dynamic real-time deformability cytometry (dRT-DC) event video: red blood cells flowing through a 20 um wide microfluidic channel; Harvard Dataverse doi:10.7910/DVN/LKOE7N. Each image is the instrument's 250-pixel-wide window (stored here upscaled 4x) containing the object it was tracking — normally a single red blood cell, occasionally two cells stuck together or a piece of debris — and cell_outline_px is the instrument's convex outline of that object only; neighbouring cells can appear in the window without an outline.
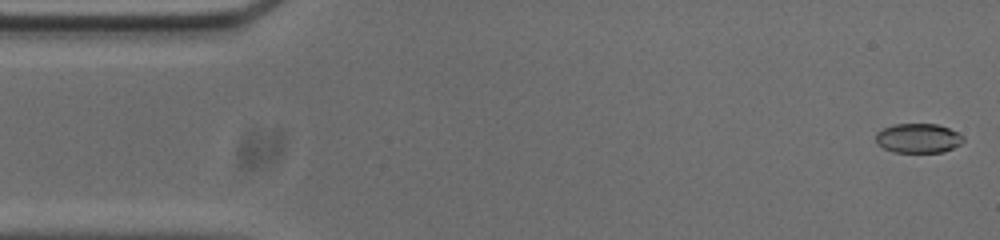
{"species": "common noctule bat (a hibernating species)", "species_latin": "Nyctalus noctula", "temperature_condition": "cold", "stored_images_in_passage": 53, "camera_frame_rate_fps": 3000, "um_per_image_px": 0.085, "animal": {"sex": "male", "body_mass_g": 20.0, "forearm_length_mm": 53.3}, "frame": {"image": 1, "passage_image": 1, "time_ms": 0.0, "image_size_px": [1000, 240], "cell_outline_px": [[964, 140], [960, 144], [944, 152], [892, 152], [876, 144], [876, 132], [892, 124], [936, 124], [948, 128], [964, 136]], "centroid_in_image_um": [78.02, 11.75], "position_along_channel_um": 7.0, "area_um2": 15.03}}
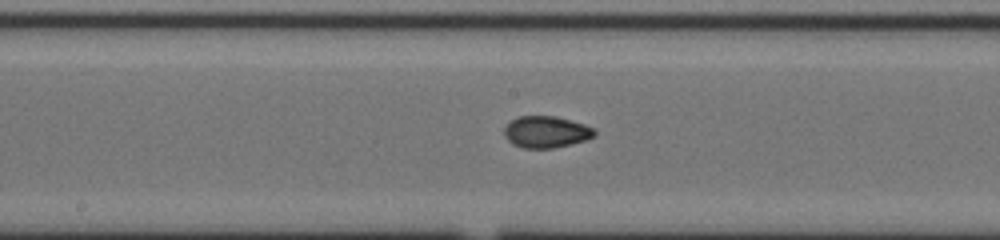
{"frame": {"image": 2, "passage_image": 26, "time_ms": 8.333, "image_size_px": [1000, 240], "cell_outline_px": [[596, 136], [584, 140], [552, 148], [524, 148], [512, 144], [504, 136], [504, 128], [512, 120], [520, 116], [556, 116], [584, 124], [592, 128], [596, 132]], "centroid_in_image_um": [46.4, 11.21], "position_along_channel_um": 201.8, "area_um2": 16.47}}
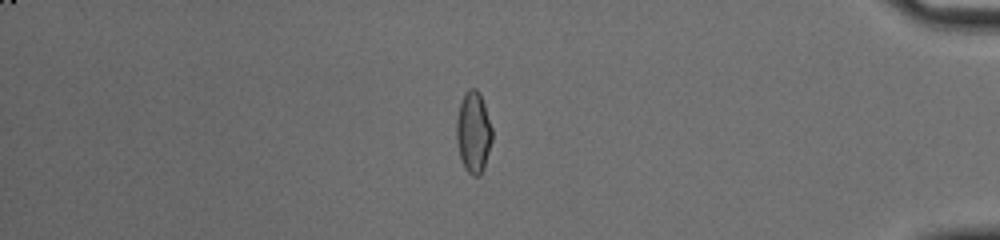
{"frame": {"image": 3, "passage_image": 45, "time_ms": 14.667, "image_size_px": [1000, 240], "cell_outline_px": [[492, 140], [484, 168], [480, 176], [472, 176], [464, 168], [460, 156], [456, 136], [456, 120], [460, 104], [464, 92], [468, 88], [476, 88], [480, 92], [492, 128]], "centroid_in_image_um": [40.24, 11.23], "position_along_channel_um": 395.0, "area_um2": 16.99}, "authors_computed_cell_mechanics": {"area_um2": 16.473, "velocity_mm_per_s": 3.7253, "shape_relaxation_time_tau1_ms": null, "shape_relaxation_time_tau2_ms": 1.328, "deformation_change_tau1": null, "deformation_change_tau2": 0.0439}}